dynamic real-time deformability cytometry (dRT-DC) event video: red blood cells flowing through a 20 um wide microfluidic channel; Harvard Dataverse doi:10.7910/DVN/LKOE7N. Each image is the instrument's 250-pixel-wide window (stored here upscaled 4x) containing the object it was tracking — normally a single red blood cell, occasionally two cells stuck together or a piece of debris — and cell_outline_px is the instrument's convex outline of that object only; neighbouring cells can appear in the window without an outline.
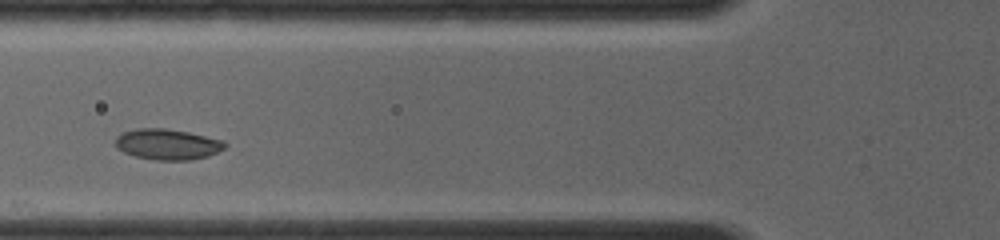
{"species": "common noctule bat (a hibernating species)", "species_latin": "Nyctalus noctula", "temperature_condition": "room temperature", "stored_images_in_passage": 5, "camera_frame_rate_fps": 4000, "um_per_image_px": 0.085, "animal": {"sex": "female", "body_mass_g": 19.0, "forearm_length_mm": 56.7}, "frame": {"image": 1, "passage_image": 3, "time_ms": 2.25, "image_size_px": [1000, 240], "cell_outline_px": [[228, 144], [224, 148], [208, 156], [192, 160], [156, 160], [136, 156], [124, 152], [116, 148], [116, 136], [120, 132], [136, 128], [164, 128], [188, 132], [224, 140]], "centroid_in_image_um": [14.23, 12.26], "position_along_channel_um": 111.6, "area_um2": 19.71}}